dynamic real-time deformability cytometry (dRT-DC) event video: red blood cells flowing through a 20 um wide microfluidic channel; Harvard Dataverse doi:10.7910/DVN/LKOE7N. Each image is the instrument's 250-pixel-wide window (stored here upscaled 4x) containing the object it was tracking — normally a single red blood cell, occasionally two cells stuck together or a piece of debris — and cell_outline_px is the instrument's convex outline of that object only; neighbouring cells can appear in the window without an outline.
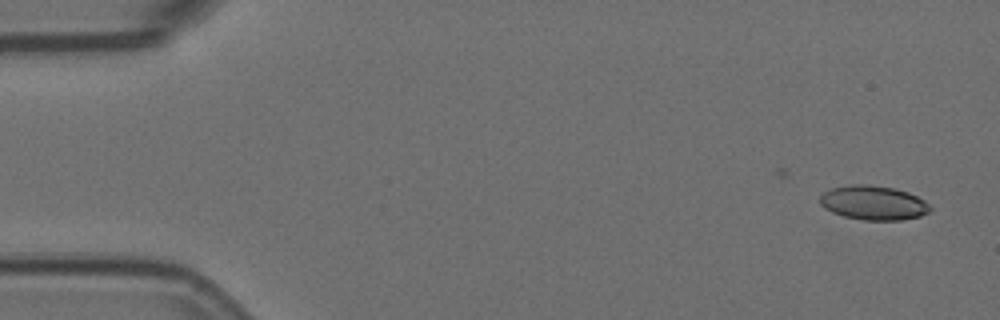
{"species": "Egyptian fruit bat (a non-hibernating species)", "species_latin": "Rousettus aegyptiacus", "temperature_condition": "room temperature", "stored_images_in_passage": 3, "camera_frame_rate_fps": 3000, "um_per_image_px": 0.085, "animal": {"sex": "female"}, "frame": {"image": 1, "passage_image": 1, "time_ms": 0.0, "image_size_px": [1000, 320], "cell_outline_px": [[932, 208], [928, 212], [920, 216], [900, 220], [864, 220], [844, 216], [832, 212], [824, 208], [820, 204], [820, 196], [824, 192], [832, 188], [852, 184], [868, 184], [896, 188], [908, 192], [924, 200]], "centroid_in_image_um": [74.24, 17.23], "position_along_channel_um": 10.8, "area_um2": 22.02}}